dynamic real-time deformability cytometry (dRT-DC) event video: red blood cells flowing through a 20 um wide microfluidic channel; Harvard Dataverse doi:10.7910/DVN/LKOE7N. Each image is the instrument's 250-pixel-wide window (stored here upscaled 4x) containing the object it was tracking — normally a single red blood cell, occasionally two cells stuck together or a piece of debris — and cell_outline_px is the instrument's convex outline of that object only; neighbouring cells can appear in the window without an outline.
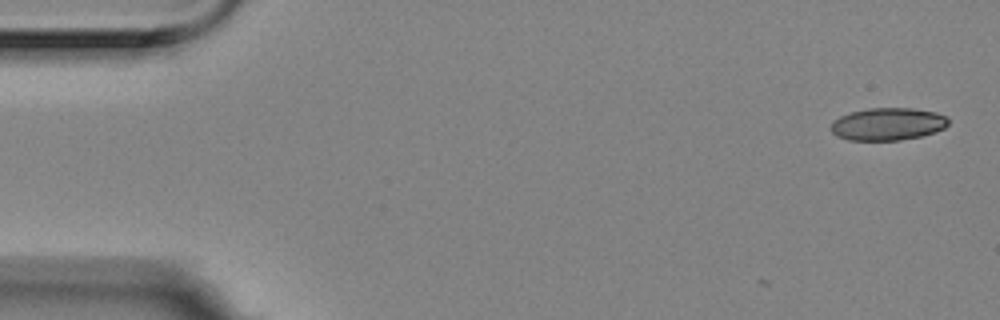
{"species": "Egyptian fruit bat (a non-hibernating species)", "species_latin": "Rousettus aegyptiacus", "temperature_condition": "room temperature", "stored_images_in_passage": 5, "camera_frame_rate_fps": 3000, "um_per_image_px": 0.085, "animal": {"sex": "female"}, "frame": {"image": 1, "passage_image": 1, "time_ms": 0.0, "image_size_px": [1000, 320], "cell_outline_px": [[948, 124], [944, 128], [936, 132], [920, 136], [900, 140], [848, 140], [836, 136], [832, 132], [832, 120], [840, 116], [852, 112], [868, 108], [912, 108], [936, 112], [948, 116]], "centroid_in_image_um": [75.48, 10.54], "position_along_channel_um": 9.5, "area_um2": 22.31}}
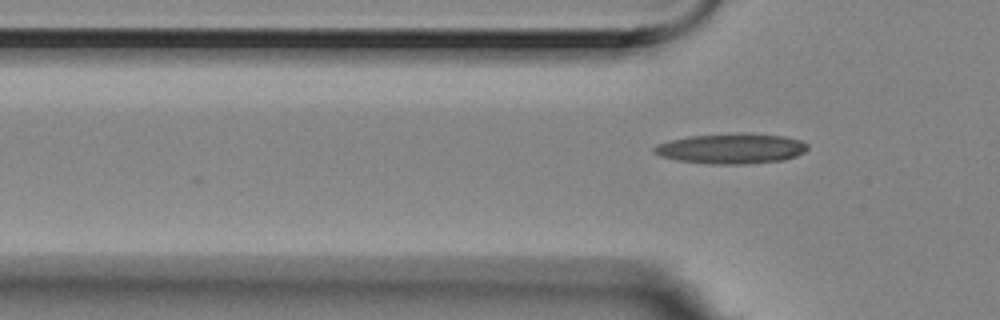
{"frame": {"image": 2, "passage_image": 4, "time_ms": 1.0, "image_size_px": [1000, 320], "cell_outline_px": [[808, 148], [804, 152], [796, 156], [784, 160], [744, 164], [708, 164], [676, 160], [660, 156], [652, 152], [652, 148], [656, 144], [688, 136], [784, 136], [800, 140], [808, 144]], "centroid_in_image_um": [62.12, 12.69], "position_along_channel_um": 63.7, "area_um2": 25.95}}
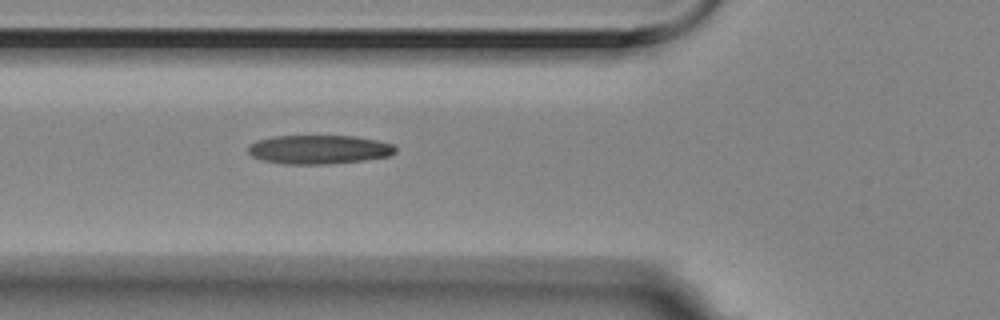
{"frame": {"image": 3, "passage_image": 5, "time_ms": 1.333, "image_size_px": [1000, 320], "cell_outline_px": [[396, 152], [392, 156], [364, 160], [332, 164], [284, 164], [264, 160], [252, 156], [248, 152], [248, 148], [256, 140], [272, 136], [356, 136], [376, 140], [392, 144], [396, 148]], "centroid_in_image_um": [27.14, 12.71], "position_along_channel_um": 98.7, "area_um2": 24.91}}